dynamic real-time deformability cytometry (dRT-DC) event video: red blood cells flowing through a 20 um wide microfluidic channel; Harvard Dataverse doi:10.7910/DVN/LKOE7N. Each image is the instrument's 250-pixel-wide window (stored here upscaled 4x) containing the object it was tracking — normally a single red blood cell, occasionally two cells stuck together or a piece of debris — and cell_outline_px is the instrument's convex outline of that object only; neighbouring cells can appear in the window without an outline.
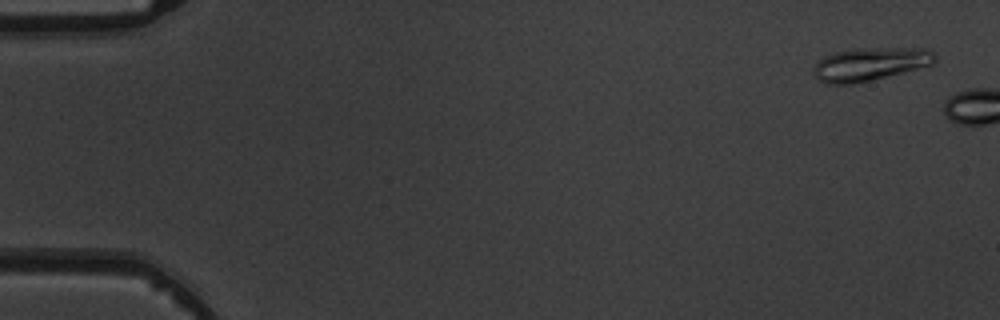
{"species": "common noctule bat (a hibernating species)", "species_latin": "Nyctalus noctula", "temperature_condition": "warm", "stored_images_in_passage": 2, "camera_frame_rate_fps": 3000, "um_per_image_px": 0.085, "animal": {"sex": "male", "body_mass_g": 19.5, "forearm_length_mm": 54.6}, "frame": {"image": 1, "passage_image": 1, "time_ms": 0.0, "image_size_px": [1000, 320], "cell_outline_px": [[936, 60], [932, 64], [852, 84], [824, 84], [816, 80], [812, 72], [812, 68], [824, 56], [836, 52], [860, 48], [928, 48], [936, 56]], "centroid_in_image_um": [73.89, 5.44], "position_along_channel_um": 11.1, "area_um2": 23.18}}